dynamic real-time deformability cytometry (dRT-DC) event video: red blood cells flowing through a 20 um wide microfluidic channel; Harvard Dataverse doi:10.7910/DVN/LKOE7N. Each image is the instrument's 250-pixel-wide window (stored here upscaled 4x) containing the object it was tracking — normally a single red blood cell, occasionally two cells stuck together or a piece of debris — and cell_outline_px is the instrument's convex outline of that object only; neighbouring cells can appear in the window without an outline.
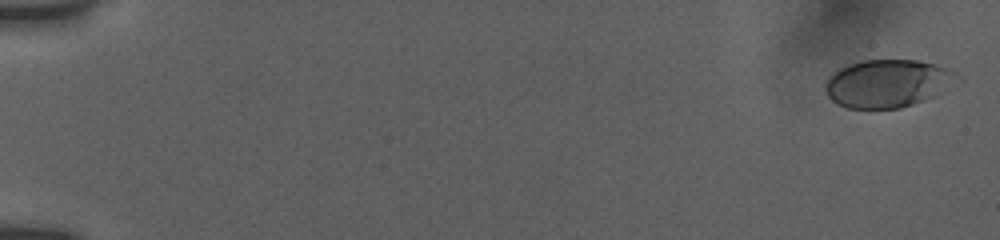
{"species": "human", "species_latin": "Homo sapiens", "temperature_condition": "room temperature", "stored_images_in_passage": 44, "camera_frame_rate_fps": 3000, "um_per_image_px": 0.085, "donor": {"sex": "female"}, "frame": {"image": 1, "passage_image": 1, "time_ms": 0.0, "image_size_px": [1000, 240], "cell_outline_px": [[964, 80], [936, 96], [900, 108], [848, 108], [836, 104], [828, 96], [824, 88], [824, 84], [828, 76], [840, 68], [848, 64], [864, 60], [916, 60], [952, 68]], "centroid_in_image_um": [75.52, 7.08], "position_along_channel_um": 9.5, "area_um2": 37.4}}
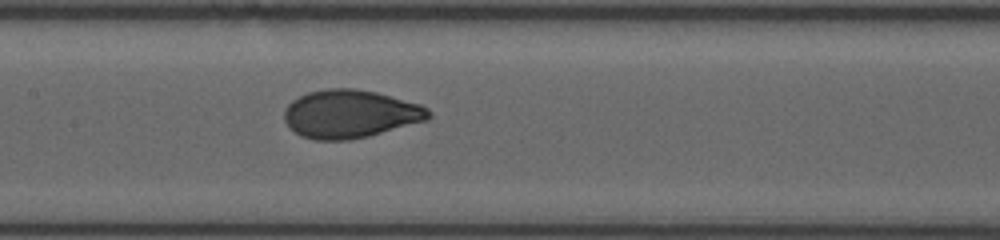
{"frame": {"image": 2, "passage_image": 25, "time_ms": 9.0, "image_size_px": [1000, 240], "cell_outline_px": [[432, 116], [428, 120], [368, 136], [348, 140], [316, 140], [300, 136], [284, 120], [284, 108], [292, 100], [308, 92], [324, 88], [356, 88], [376, 92], [420, 104], [428, 108], [432, 112]], "centroid_in_image_um": [29.78, 9.68], "position_along_channel_um": 177.6, "area_um2": 40.63}}
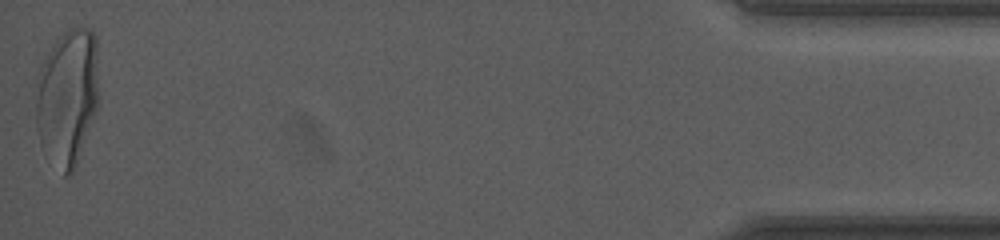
{"frame": {"image": 3, "passage_image": 44, "time_ms": 17.667, "image_size_px": [1000, 240], "cell_outline_px": [[100, 100], [76, 164], [72, 172], [68, 176], [64, 176], [40, 144], [36, 128], [36, 104], [40, 64], [56, 40], [68, 28], [92, 28], [96, 36]], "centroid_in_image_um": [5.76, 8.2], "position_along_channel_um": 429.4, "area_um2": 50.4}, "authors_computed_cell_mechanics": {"area_um2": 39.7953, "velocity_mm_per_s": 3.8478, "shape_relaxation_time_tau1_ms": 4.7626, "shape_relaxation_time_tau2_ms": null, "deformation_change_tau1": 0.1993, "deformation_change_tau2": null}}